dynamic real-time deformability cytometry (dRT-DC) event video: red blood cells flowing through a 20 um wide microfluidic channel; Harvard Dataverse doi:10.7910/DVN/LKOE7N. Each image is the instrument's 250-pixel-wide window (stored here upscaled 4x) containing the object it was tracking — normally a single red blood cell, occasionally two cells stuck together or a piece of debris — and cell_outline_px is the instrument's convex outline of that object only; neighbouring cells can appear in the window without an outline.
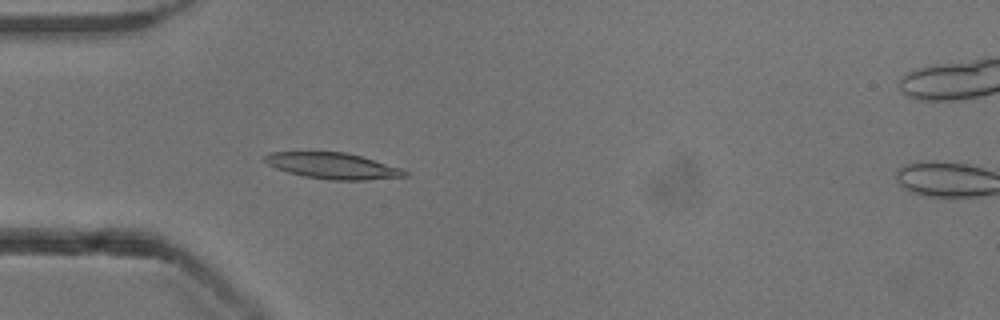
{"species": "common noctule bat (a hibernating species)", "species_latin": "Nyctalus noctula", "temperature_condition": "cold", "stored_images_in_passage": 49, "camera_frame_rate_fps": 3000, "um_per_image_px": 0.085, "animal": {"sex": "male", "body_mass_g": 13.3}, "frame": {"image": 1, "passage_image": 12, "time_ms": 3.667, "image_size_px": [1000, 320], "cell_outline_px": [[408, 176], [368, 180], [328, 180], [304, 176], [288, 172], [276, 168], [268, 164], [264, 160], [264, 156], [268, 152], [344, 152], [360, 156], [400, 168], [408, 172]], "centroid_in_image_um": [28.27, 14.1], "position_along_channel_um": 56.7, "area_um2": 21.1}}
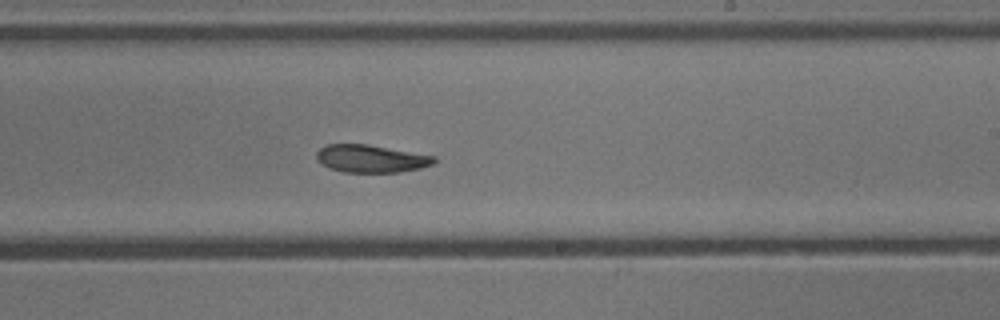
{"frame": {"image": 2, "passage_image": 28, "time_ms": 9.0, "image_size_px": [1000, 320], "cell_outline_px": [[436, 160], [432, 164], [420, 168], [400, 172], [344, 172], [328, 168], [316, 160], [316, 152], [320, 148], [328, 144], [368, 144], [436, 156]], "centroid_in_image_um": [31.51, 13.48], "position_along_channel_um": 257.5, "area_um2": 19.02}}
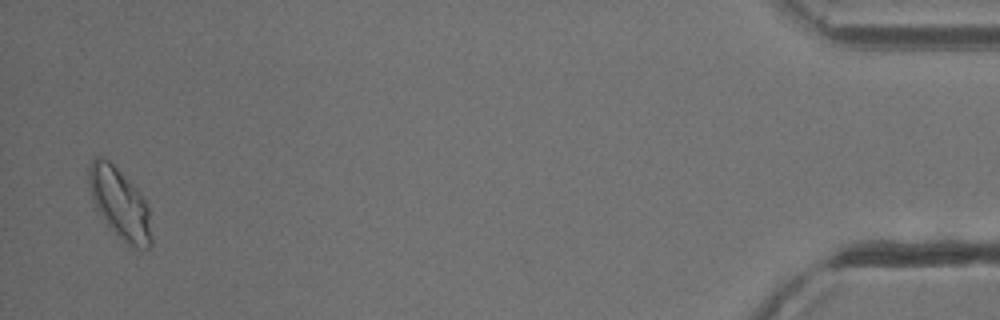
{"frame": {"image": 3, "passage_image": 48, "time_ms": 15.667, "image_size_px": [1000, 320], "cell_outline_px": [[152, 244], [144, 252], [132, 248], [104, 220], [96, 208], [92, 196], [88, 180], [88, 168], [92, 160], [96, 156], [100, 156], [108, 160], [144, 196], [148, 204], [152, 236]], "centroid_in_image_um": [10.23, 17.33], "position_along_channel_um": 425.0, "area_um2": 25.61}, "authors_computed_cell_mechanics": {"area_um2": 20.519, "velocity_mm_per_s": 3.8581, "shape_relaxation_time_tau1_ms": 4.7262, "shape_relaxation_time_tau2_ms": 5.5025, "deformation_change_tau1": 0.1384, "deformation_change_tau2": 0.1122}}